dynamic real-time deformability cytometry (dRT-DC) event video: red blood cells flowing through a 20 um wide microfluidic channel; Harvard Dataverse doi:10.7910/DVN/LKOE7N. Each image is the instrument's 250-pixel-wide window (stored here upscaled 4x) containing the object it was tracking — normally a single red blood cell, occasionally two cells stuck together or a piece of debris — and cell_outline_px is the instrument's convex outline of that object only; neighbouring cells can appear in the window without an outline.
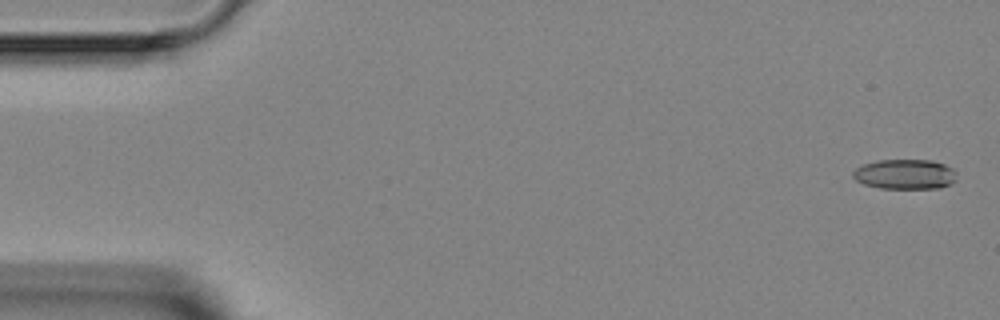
{"species": "Egyptian fruit bat (a non-hibernating species)", "species_latin": "Rousettus aegyptiacus", "temperature_condition": "room temperature", "stored_images_in_passage": 4, "camera_frame_rate_fps": 3000, "um_per_image_px": 0.085, "animal": {"sex": "female"}, "frame": {"image": 1, "passage_image": 1, "time_ms": 0.0, "image_size_px": [1000, 320], "cell_outline_px": [[956, 180], [952, 184], [940, 188], [880, 188], [864, 184], [856, 180], [852, 176], [852, 172], [856, 168], [864, 164], [876, 160], [932, 160], [944, 164], [952, 168], [956, 172]], "centroid_in_image_um": [76.94, 14.81], "position_along_channel_um": 8.1, "area_um2": 18.21}}